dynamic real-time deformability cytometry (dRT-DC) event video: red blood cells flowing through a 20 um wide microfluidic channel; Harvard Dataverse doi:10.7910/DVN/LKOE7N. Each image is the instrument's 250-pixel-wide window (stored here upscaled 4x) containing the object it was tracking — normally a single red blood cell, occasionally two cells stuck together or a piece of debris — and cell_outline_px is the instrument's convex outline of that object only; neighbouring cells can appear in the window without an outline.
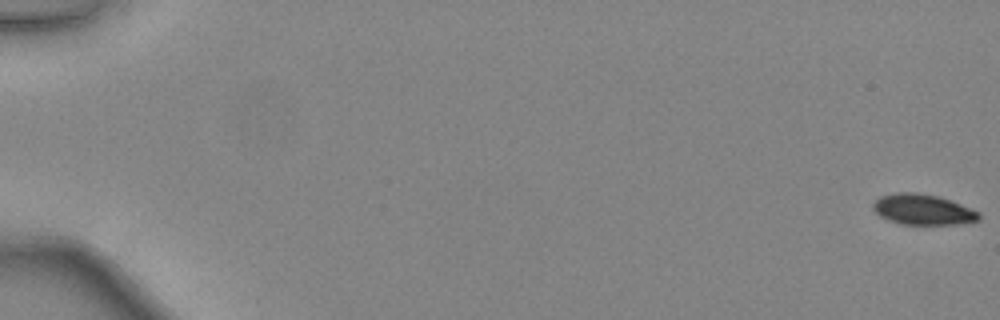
{"species": "common noctule bat (a hibernating species)", "species_latin": "Nyctalus noctula", "temperature_condition": "warm", "stored_images_in_passage": 48, "camera_frame_rate_fps": 3000, "um_per_image_px": 0.085, "animal": {"sex": "female", "body_mass_g": 24.6, "forearm_length_mm": 56.2}, "frame": {"image": 1, "passage_image": 1, "time_ms": 0.0, "image_size_px": [1000, 320], "cell_outline_px": [[980, 220], [960, 224], [900, 224], [888, 220], [880, 216], [872, 208], [872, 204], [880, 196], [896, 192], [916, 192], [940, 196], [952, 200], [972, 208], [980, 212]], "centroid_in_image_um": [78.47, 17.8], "position_along_channel_um": 6.5, "area_um2": 19.13}}
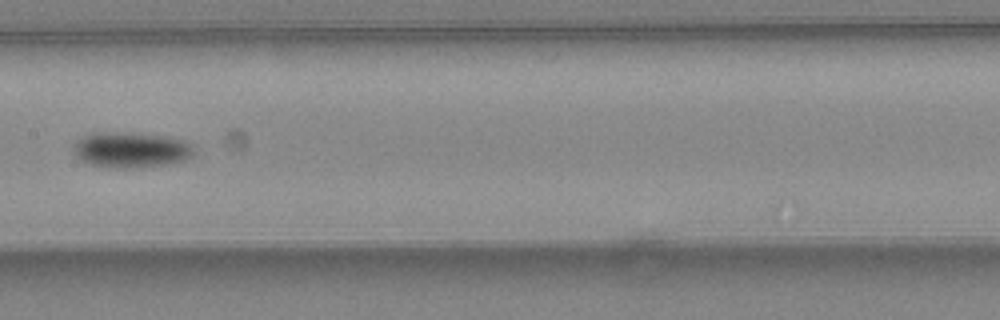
{"frame": {"image": 2, "passage_image": 27, "time_ms": 8.667, "image_size_px": [1000, 320], "cell_outline_px": [[192, 156], [184, 160], [168, 164], [136, 168], [108, 168], [88, 164], [80, 160], [72, 152], [72, 144], [76, 140], [84, 136], [96, 132], [132, 132], [164, 136], [180, 140], [188, 144], [192, 148]], "centroid_in_image_um": [11.02, 12.74], "position_along_channel_um": 196.4, "area_um2": 25.2}}
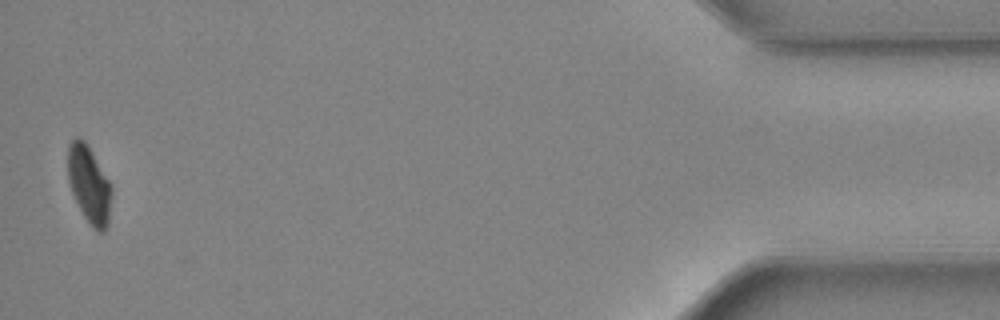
{"frame": {"image": 3, "passage_image": 48, "time_ms": 15.667, "image_size_px": [1000, 320], "cell_outline_px": [[112, 196], [108, 224], [104, 232], [100, 232], [92, 228], [84, 216], [72, 192], [68, 180], [68, 144], [76, 136], [80, 136], [88, 144], [112, 184]], "centroid_in_image_um": [7.6, 15.65], "position_along_channel_um": 427.6, "area_um2": 20.0}, "authors_computed_cell_mechanics": {"area_um2": 21.1548, "velocity_mm_per_s": 4.4597, "shape_relaxation_time_tau1_ms": 2.2793, "shape_relaxation_time_tau2_ms": null, "deformation_change_tau1": 0.097, "deformation_change_tau2": null}}